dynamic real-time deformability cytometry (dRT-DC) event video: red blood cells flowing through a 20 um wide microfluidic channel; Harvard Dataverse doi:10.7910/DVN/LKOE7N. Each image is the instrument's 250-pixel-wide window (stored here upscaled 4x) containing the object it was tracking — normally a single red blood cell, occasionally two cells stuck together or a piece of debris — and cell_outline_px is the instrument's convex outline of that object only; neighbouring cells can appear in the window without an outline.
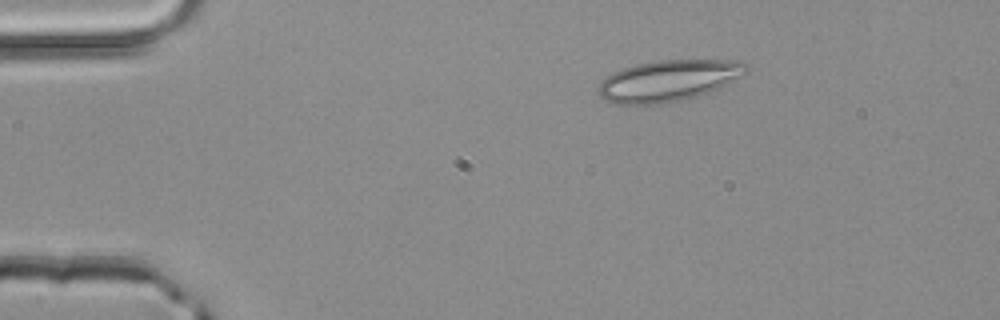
{"species": "common noctule bat (a hibernating species)", "species_latin": "Nyctalus noctula", "temperature_condition": "room temperature", "stored_images_in_passage": 2, "camera_frame_rate_fps": 3000, "um_per_image_px": 0.085, "animal": {"sex": "male", "body_mass_g": 20.4}, "frame": {"image": 1, "passage_image": 1, "time_ms": 0.0, "image_size_px": [1000, 320], "cell_outline_px": [[748, 72], [728, 84], [720, 88], [684, 100], [664, 104], [616, 104], [604, 100], [600, 96], [600, 84], [612, 72], [636, 64], [660, 60], [740, 60], [748, 64]], "centroid_in_image_um": [56.88, 6.86], "position_along_channel_um": 28.1, "area_um2": 35.6}}